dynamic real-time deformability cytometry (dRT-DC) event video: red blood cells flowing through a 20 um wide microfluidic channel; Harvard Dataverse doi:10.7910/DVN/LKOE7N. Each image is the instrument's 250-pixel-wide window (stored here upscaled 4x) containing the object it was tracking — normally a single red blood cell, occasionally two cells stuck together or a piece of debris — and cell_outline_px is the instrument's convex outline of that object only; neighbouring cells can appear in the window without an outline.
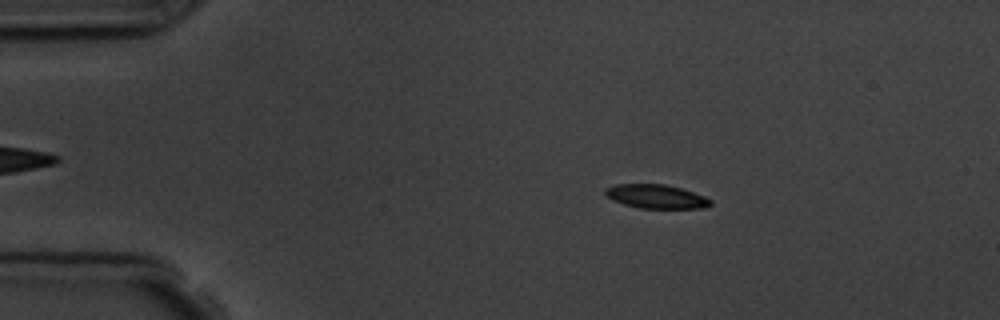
{"species": "common noctule bat (a hibernating species)", "species_latin": "Nyctalus noctula", "temperature_condition": "room temperature", "stored_images_in_passage": 6, "camera_frame_rate_fps": 3000, "um_per_image_px": 0.085, "animal": {"sex": "male", "body_mass_g": 19.5, "forearm_length_mm": 54.6}, "frame": {"image": 1, "passage_image": 3, "time_ms": 2.333, "image_size_px": [1000, 320], "cell_outline_px": [[712, 204], [704, 208], [640, 208], [624, 204], [612, 200], [604, 196], [604, 188], [616, 184], [664, 184], [680, 188], [704, 196], [712, 200]], "centroid_in_image_um": [55.73, 16.7], "position_along_channel_um": 29.3, "area_um2": 14.68}}
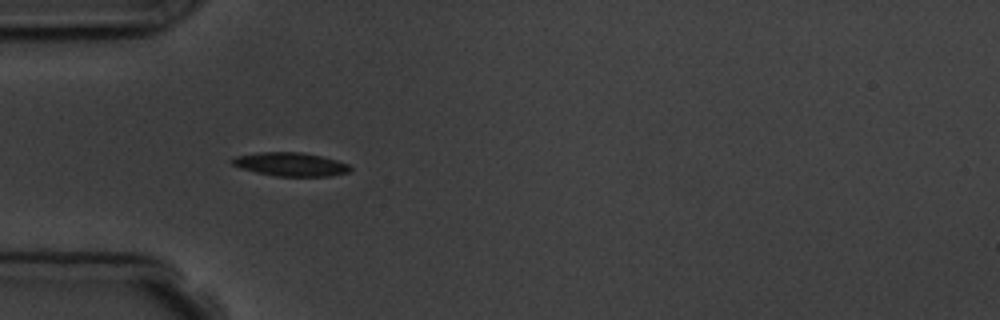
{"frame": {"image": 2, "passage_image": 5, "time_ms": 4.667, "image_size_px": [1000, 320], "cell_outline_px": [[352, 168], [348, 172], [328, 176], [276, 176], [256, 172], [240, 168], [232, 164], [228, 160], [236, 156], [260, 152], [300, 152], [320, 156], [336, 160], [348, 164]], "centroid_in_image_um": [24.65, 13.96], "position_along_channel_um": 60.3, "area_um2": 16.13}}